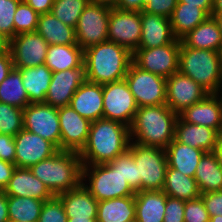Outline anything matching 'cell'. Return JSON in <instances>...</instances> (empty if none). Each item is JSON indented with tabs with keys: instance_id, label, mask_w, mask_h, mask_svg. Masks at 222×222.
I'll use <instances>...</instances> for the list:
<instances>
[{
	"instance_id": "obj_1",
	"label": "cell",
	"mask_w": 222,
	"mask_h": 222,
	"mask_svg": "<svg viewBox=\"0 0 222 222\" xmlns=\"http://www.w3.org/2000/svg\"><path fill=\"white\" fill-rule=\"evenodd\" d=\"M131 142L129 127L110 119L91 122L88 139L79 152L82 165H99L113 161L128 150Z\"/></svg>"
},
{
	"instance_id": "obj_2",
	"label": "cell",
	"mask_w": 222,
	"mask_h": 222,
	"mask_svg": "<svg viewBox=\"0 0 222 222\" xmlns=\"http://www.w3.org/2000/svg\"><path fill=\"white\" fill-rule=\"evenodd\" d=\"M177 118L166 104L138 107L129 127L131 142L166 149L174 140Z\"/></svg>"
},
{
	"instance_id": "obj_3",
	"label": "cell",
	"mask_w": 222,
	"mask_h": 222,
	"mask_svg": "<svg viewBox=\"0 0 222 222\" xmlns=\"http://www.w3.org/2000/svg\"><path fill=\"white\" fill-rule=\"evenodd\" d=\"M132 59L133 53L114 42L91 46L84 50L86 80L102 85L123 80Z\"/></svg>"
},
{
	"instance_id": "obj_4",
	"label": "cell",
	"mask_w": 222,
	"mask_h": 222,
	"mask_svg": "<svg viewBox=\"0 0 222 222\" xmlns=\"http://www.w3.org/2000/svg\"><path fill=\"white\" fill-rule=\"evenodd\" d=\"M82 161L78 152L59 150L29 169L49 191L57 196L82 183Z\"/></svg>"
},
{
	"instance_id": "obj_5",
	"label": "cell",
	"mask_w": 222,
	"mask_h": 222,
	"mask_svg": "<svg viewBox=\"0 0 222 222\" xmlns=\"http://www.w3.org/2000/svg\"><path fill=\"white\" fill-rule=\"evenodd\" d=\"M178 71L193 79L209 94L222 93V69L218 51L194 49L181 42Z\"/></svg>"
},
{
	"instance_id": "obj_6",
	"label": "cell",
	"mask_w": 222,
	"mask_h": 222,
	"mask_svg": "<svg viewBox=\"0 0 222 222\" xmlns=\"http://www.w3.org/2000/svg\"><path fill=\"white\" fill-rule=\"evenodd\" d=\"M82 184L97 201L134 196L136 193L124 180L120 165L115 160L106 164L83 165Z\"/></svg>"
},
{
	"instance_id": "obj_7",
	"label": "cell",
	"mask_w": 222,
	"mask_h": 222,
	"mask_svg": "<svg viewBox=\"0 0 222 222\" xmlns=\"http://www.w3.org/2000/svg\"><path fill=\"white\" fill-rule=\"evenodd\" d=\"M128 150L141 178V191L162 190L168 168L165 149L130 142Z\"/></svg>"
},
{
	"instance_id": "obj_8",
	"label": "cell",
	"mask_w": 222,
	"mask_h": 222,
	"mask_svg": "<svg viewBox=\"0 0 222 222\" xmlns=\"http://www.w3.org/2000/svg\"><path fill=\"white\" fill-rule=\"evenodd\" d=\"M124 79L138 107L166 104V78L142 70L132 62Z\"/></svg>"
},
{
	"instance_id": "obj_9",
	"label": "cell",
	"mask_w": 222,
	"mask_h": 222,
	"mask_svg": "<svg viewBox=\"0 0 222 222\" xmlns=\"http://www.w3.org/2000/svg\"><path fill=\"white\" fill-rule=\"evenodd\" d=\"M111 6L92 3L84 8L75 28L77 44L83 49L108 41Z\"/></svg>"
},
{
	"instance_id": "obj_10",
	"label": "cell",
	"mask_w": 222,
	"mask_h": 222,
	"mask_svg": "<svg viewBox=\"0 0 222 222\" xmlns=\"http://www.w3.org/2000/svg\"><path fill=\"white\" fill-rule=\"evenodd\" d=\"M181 40L155 48H138L132 62L142 70L168 78L178 72Z\"/></svg>"
},
{
	"instance_id": "obj_11",
	"label": "cell",
	"mask_w": 222,
	"mask_h": 222,
	"mask_svg": "<svg viewBox=\"0 0 222 222\" xmlns=\"http://www.w3.org/2000/svg\"><path fill=\"white\" fill-rule=\"evenodd\" d=\"M138 105L125 79L103 84V118L132 124Z\"/></svg>"
},
{
	"instance_id": "obj_12",
	"label": "cell",
	"mask_w": 222,
	"mask_h": 222,
	"mask_svg": "<svg viewBox=\"0 0 222 222\" xmlns=\"http://www.w3.org/2000/svg\"><path fill=\"white\" fill-rule=\"evenodd\" d=\"M23 129L53 143L60 150L58 108L45 103H30L23 109Z\"/></svg>"
},
{
	"instance_id": "obj_13",
	"label": "cell",
	"mask_w": 222,
	"mask_h": 222,
	"mask_svg": "<svg viewBox=\"0 0 222 222\" xmlns=\"http://www.w3.org/2000/svg\"><path fill=\"white\" fill-rule=\"evenodd\" d=\"M108 41L134 53L141 41V12L111 7L108 22Z\"/></svg>"
},
{
	"instance_id": "obj_14",
	"label": "cell",
	"mask_w": 222,
	"mask_h": 222,
	"mask_svg": "<svg viewBox=\"0 0 222 222\" xmlns=\"http://www.w3.org/2000/svg\"><path fill=\"white\" fill-rule=\"evenodd\" d=\"M48 46L47 41L36 31L17 34L9 41L14 68L23 69L43 65Z\"/></svg>"
},
{
	"instance_id": "obj_15",
	"label": "cell",
	"mask_w": 222,
	"mask_h": 222,
	"mask_svg": "<svg viewBox=\"0 0 222 222\" xmlns=\"http://www.w3.org/2000/svg\"><path fill=\"white\" fill-rule=\"evenodd\" d=\"M208 94L197 82L179 71L166 78V105L177 115Z\"/></svg>"
},
{
	"instance_id": "obj_16",
	"label": "cell",
	"mask_w": 222,
	"mask_h": 222,
	"mask_svg": "<svg viewBox=\"0 0 222 222\" xmlns=\"http://www.w3.org/2000/svg\"><path fill=\"white\" fill-rule=\"evenodd\" d=\"M15 141V166L30 168L38 162L56 154L59 149L41 136L22 129Z\"/></svg>"
},
{
	"instance_id": "obj_17",
	"label": "cell",
	"mask_w": 222,
	"mask_h": 222,
	"mask_svg": "<svg viewBox=\"0 0 222 222\" xmlns=\"http://www.w3.org/2000/svg\"><path fill=\"white\" fill-rule=\"evenodd\" d=\"M60 124V150L80 152L85 146L91 122L70 106L58 108Z\"/></svg>"
},
{
	"instance_id": "obj_18",
	"label": "cell",
	"mask_w": 222,
	"mask_h": 222,
	"mask_svg": "<svg viewBox=\"0 0 222 222\" xmlns=\"http://www.w3.org/2000/svg\"><path fill=\"white\" fill-rule=\"evenodd\" d=\"M85 81V67L53 72L44 103L56 108L69 106L74 93Z\"/></svg>"
},
{
	"instance_id": "obj_19",
	"label": "cell",
	"mask_w": 222,
	"mask_h": 222,
	"mask_svg": "<svg viewBox=\"0 0 222 222\" xmlns=\"http://www.w3.org/2000/svg\"><path fill=\"white\" fill-rule=\"evenodd\" d=\"M178 116L186 123L210 127L218 132L222 123V94H208Z\"/></svg>"
},
{
	"instance_id": "obj_20",
	"label": "cell",
	"mask_w": 222,
	"mask_h": 222,
	"mask_svg": "<svg viewBox=\"0 0 222 222\" xmlns=\"http://www.w3.org/2000/svg\"><path fill=\"white\" fill-rule=\"evenodd\" d=\"M69 106L90 122L103 118V85L86 80L74 93Z\"/></svg>"
},
{
	"instance_id": "obj_21",
	"label": "cell",
	"mask_w": 222,
	"mask_h": 222,
	"mask_svg": "<svg viewBox=\"0 0 222 222\" xmlns=\"http://www.w3.org/2000/svg\"><path fill=\"white\" fill-rule=\"evenodd\" d=\"M176 39L170 18L141 11V41L138 48H155Z\"/></svg>"
},
{
	"instance_id": "obj_22",
	"label": "cell",
	"mask_w": 222,
	"mask_h": 222,
	"mask_svg": "<svg viewBox=\"0 0 222 222\" xmlns=\"http://www.w3.org/2000/svg\"><path fill=\"white\" fill-rule=\"evenodd\" d=\"M4 193L7 196L29 197L47 201L54 197L46 185L29 168H15Z\"/></svg>"
},
{
	"instance_id": "obj_23",
	"label": "cell",
	"mask_w": 222,
	"mask_h": 222,
	"mask_svg": "<svg viewBox=\"0 0 222 222\" xmlns=\"http://www.w3.org/2000/svg\"><path fill=\"white\" fill-rule=\"evenodd\" d=\"M57 197L61 200L68 219H97L98 201L82 183Z\"/></svg>"
},
{
	"instance_id": "obj_24",
	"label": "cell",
	"mask_w": 222,
	"mask_h": 222,
	"mask_svg": "<svg viewBox=\"0 0 222 222\" xmlns=\"http://www.w3.org/2000/svg\"><path fill=\"white\" fill-rule=\"evenodd\" d=\"M174 139L204 152H213L219 138L216 130L202 125L186 123L178 116L175 123Z\"/></svg>"
},
{
	"instance_id": "obj_25",
	"label": "cell",
	"mask_w": 222,
	"mask_h": 222,
	"mask_svg": "<svg viewBox=\"0 0 222 222\" xmlns=\"http://www.w3.org/2000/svg\"><path fill=\"white\" fill-rule=\"evenodd\" d=\"M167 194L162 190L135 193V220L137 222H163Z\"/></svg>"
},
{
	"instance_id": "obj_26",
	"label": "cell",
	"mask_w": 222,
	"mask_h": 222,
	"mask_svg": "<svg viewBox=\"0 0 222 222\" xmlns=\"http://www.w3.org/2000/svg\"><path fill=\"white\" fill-rule=\"evenodd\" d=\"M186 47L218 51L222 46V36L219 26L213 16L189 31L181 39Z\"/></svg>"
},
{
	"instance_id": "obj_27",
	"label": "cell",
	"mask_w": 222,
	"mask_h": 222,
	"mask_svg": "<svg viewBox=\"0 0 222 222\" xmlns=\"http://www.w3.org/2000/svg\"><path fill=\"white\" fill-rule=\"evenodd\" d=\"M165 152L168 167L189 177H194L200 159L205 153L203 150L184 145L175 139L169 143Z\"/></svg>"
},
{
	"instance_id": "obj_28",
	"label": "cell",
	"mask_w": 222,
	"mask_h": 222,
	"mask_svg": "<svg viewBox=\"0 0 222 222\" xmlns=\"http://www.w3.org/2000/svg\"><path fill=\"white\" fill-rule=\"evenodd\" d=\"M36 32L49 45L77 44L75 28L64 24L51 12L39 15Z\"/></svg>"
},
{
	"instance_id": "obj_29",
	"label": "cell",
	"mask_w": 222,
	"mask_h": 222,
	"mask_svg": "<svg viewBox=\"0 0 222 222\" xmlns=\"http://www.w3.org/2000/svg\"><path fill=\"white\" fill-rule=\"evenodd\" d=\"M44 64L52 72L85 67L84 50L78 44L49 45Z\"/></svg>"
},
{
	"instance_id": "obj_30",
	"label": "cell",
	"mask_w": 222,
	"mask_h": 222,
	"mask_svg": "<svg viewBox=\"0 0 222 222\" xmlns=\"http://www.w3.org/2000/svg\"><path fill=\"white\" fill-rule=\"evenodd\" d=\"M19 70L29 103H44L53 72L45 64Z\"/></svg>"
},
{
	"instance_id": "obj_31",
	"label": "cell",
	"mask_w": 222,
	"mask_h": 222,
	"mask_svg": "<svg viewBox=\"0 0 222 222\" xmlns=\"http://www.w3.org/2000/svg\"><path fill=\"white\" fill-rule=\"evenodd\" d=\"M135 198L126 196L98 201L97 222H130L135 220Z\"/></svg>"
},
{
	"instance_id": "obj_32",
	"label": "cell",
	"mask_w": 222,
	"mask_h": 222,
	"mask_svg": "<svg viewBox=\"0 0 222 222\" xmlns=\"http://www.w3.org/2000/svg\"><path fill=\"white\" fill-rule=\"evenodd\" d=\"M200 193L222 190V168L213 152H205L194 175Z\"/></svg>"
},
{
	"instance_id": "obj_33",
	"label": "cell",
	"mask_w": 222,
	"mask_h": 222,
	"mask_svg": "<svg viewBox=\"0 0 222 222\" xmlns=\"http://www.w3.org/2000/svg\"><path fill=\"white\" fill-rule=\"evenodd\" d=\"M208 17L209 15L198 6L187 5V3H177L170 17V23L175 37L181 39Z\"/></svg>"
},
{
	"instance_id": "obj_34",
	"label": "cell",
	"mask_w": 222,
	"mask_h": 222,
	"mask_svg": "<svg viewBox=\"0 0 222 222\" xmlns=\"http://www.w3.org/2000/svg\"><path fill=\"white\" fill-rule=\"evenodd\" d=\"M162 191L168 196L178 198L182 201L196 199L201 196L194 177L186 176L171 167L167 168Z\"/></svg>"
},
{
	"instance_id": "obj_35",
	"label": "cell",
	"mask_w": 222,
	"mask_h": 222,
	"mask_svg": "<svg viewBox=\"0 0 222 222\" xmlns=\"http://www.w3.org/2000/svg\"><path fill=\"white\" fill-rule=\"evenodd\" d=\"M0 102L21 109L30 104L19 69L13 67L8 76L0 83Z\"/></svg>"
},
{
	"instance_id": "obj_36",
	"label": "cell",
	"mask_w": 222,
	"mask_h": 222,
	"mask_svg": "<svg viewBox=\"0 0 222 222\" xmlns=\"http://www.w3.org/2000/svg\"><path fill=\"white\" fill-rule=\"evenodd\" d=\"M45 201L29 197L8 196L10 222H38Z\"/></svg>"
},
{
	"instance_id": "obj_37",
	"label": "cell",
	"mask_w": 222,
	"mask_h": 222,
	"mask_svg": "<svg viewBox=\"0 0 222 222\" xmlns=\"http://www.w3.org/2000/svg\"><path fill=\"white\" fill-rule=\"evenodd\" d=\"M89 0H54L51 13L64 24L76 28Z\"/></svg>"
},
{
	"instance_id": "obj_38",
	"label": "cell",
	"mask_w": 222,
	"mask_h": 222,
	"mask_svg": "<svg viewBox=\"0 0 222 222\" xmlns=\"http://www.w3.org/2000/svg\"><path fill=\"white\" fill-rule=\"evenodd\" d=\"M23 129V109L0 102V133L16 136Z\"/></svg>"
},
{
	"instance_id": "obj_39",
	"label": "cell",
	"mask_w": 222,
	"mask_h": 222,
	"mask_svg": "<svg viewBox=\"0 0 222 222\" xmlns=\"http://www.w3.org/2000/svg\"><path fill=\"white\" fill-rule=\"evenodd\" d=\"M39 14L22 0L14 14V36L37 30Z\"/></svg>"
},
{
	"instance_id": "obj_40",
	"label": "cell",
	"mask_w": 222,
	"mask_h": 222,
	"mask_svg": "<svg viewBox=\"0 0 222 222\" xmlns=\"http://www.w3.org/2000/svg\"><path fill=\"white\" fill-rule=\"evenodd\" d=\"M120 165V173L129 186L135 191H141V178H138L137 166L129 150L114 159Z\"/></svg>"
},
{
	"instance_id": "obj_41",
	"label": "cell",
	"mask_w": 222,
	"mask_h": 222,
	"mask_svg": "<svg viewBox=\"0 0 222 222\" xmlns=\"http://www.w3.org/2000/svg\"><path fill=\"white\" fill-rule=\"evenodd\" d=\"M22 0H0V32L10 41L14 37V14Z\"/></svg>"
},
{
	"instance_id": "obj_42",
	"label": "cell",
	"mask_w": 222,
	"mask_h": 222,
	"mask_svg": "<svg viewBox=\"0 0 222 222\" xmlns=\"http://www.w3.org/2000/svg\"><path fill=\"white\" fill-rule=\"evenodd\" d=\"M67 220L64 206L57 196L44 202L38 222H67Z\"/></svg>"
},
{
	"instance_id": "obj_43",
	"label": "cell",
	"mask_w": 222,
	"mask_h": 222,
	"mask_svg": "<svg viewBox=\"0 0 222 222\" xmlns=\"http://www.w3.org/2000/svg\"><path fill=\"white\" fill-rule=\"evenodd\" d=\"M184 222H210L201 196L185 201Z\"/></svg>"
},
{
	"instance_id": "obj_44",
	"label": "cell",
	"mask_w": 222,
	"mask_h": 222,
	"mask_svg": "<svg viewBox=\"0 0 222 222\" xmlns=\"http://www.w3.org/2000/svg\"><path fill=\"white\" fill-rule=\"evenodd\" d=\"M185 201L167 196L163 222H184Z\"/></svg>"
},
{
	"instance_id": "obj_45",
	"label": "cell",
	"mask_w": 222,
	"mask_h": 222,
	"mask_svg": "<svg viewBox=\"0 0 222 222\" xmlns=\"http://www.w3.org/2000/svg\"><path fill=\"white\" fill-rule=\"evenodd\" d=\"M177 3L178 0H149L143 11L170 18Z\"/></svg>"
},
{
	"instance_id": "obj_46",
	"label": "cell",
	"mask_w": 222,
	"mask_h": 222,
	"mask_svg": "<svg viewBox=\"0 0 222 222\" xmlns=\"http://www.w3.org/2000/svg\"><path fill=\"white\" fill-rule=\"evenodd\" d=\"M205 209L209 216H222V190L201 194Z\"/></svg>"
},
{
	"instance_id": "obj_47",
	"label": "cell",
	"mask_w": 222,
	"mask_h": 222,
	"mask_svg": "<svg viewBox=\"0 0 222 222\" xmlns=\"http://www.w3.org/2000/svg\"><path fill=\"white\" fill-rule=\"evenodd\" d=\"M0 159L15 163V141L14 136L0 134Z\"/></svg>"
},
{
	"instance_id": "obj_48",
	"label": "cell",
	"mask_w": 222,
	"mask_h": 222,
	"mask_svg": "<svg viewBox=\"0 0 222 222\" xmlns=\"http://www.w3.org/2000/svg\"><path fill=\"white\" fill-rule=\"evenodd\" d=\"M15 168V164L0 159V191L8 186Z\"/></svg>"
},
{
	"instance_id": "obj_49",
	"label": "cell",
	"mask_w": 222,
	"mask_h": 222,
	"mask_svg": "<svg viewBox=\"0 0 222 222\" xmlns=\"http://www.w3.org/2000/svg\"><path fill=\"white\" fill-rule=\"evenodd\" d=\"M113 7L124 11L141 12L145 7V0H117Z\"/></svg>"
},
{
	"instance_id": "obj_50",
	"label": "cell",
	"mask_w": 222,
	"mask_h": 222,
	"mask_svg": "<svg viewBox=\"0 0 222 222\" xmlns=\"http://www.w3.org/2000/svg\"><path fill=\"white\" fill-rule=\"evenodd\" d=\"M13 59L10 50L0 54V83L8 76L13 69Z\"/></svg>"
},
{
	"instance_id": "obj_51",
	"label": "cell",
	"mask_w": 222,
	"mask_h": 222,
	"mask_svg": "<svg viewBox=\"0 0 222 222\" xmlns=\"http://www.w3.org/2000/svg\"><path fill=\"white\" fill-rule=\"evenodd\" d=\"M31 6L39 15L50 13L54 0H24Z\"/></svg>"
},
{
	"instance_id": "obj_52",
	"label": "cell",
	"mask_w": 222,
	"mask_h": 222,
	"mask_svg": "<svg viewBox=\"0 0 222 222\" xmlns=\"http://www.w3.org/2000/svg\"><path fill=\"white\" fill-rule=\"evenodd\" d=\"M178 3H187V5L198 6L209 16L212 15L213 0H178Z\"/></svg>"
},
{
	"instance_id": "obj_53",
	"label": "cell",
	"mask_w": 222,
	"mask_h": 222,
	"mask_svg": "<svg viewBox=\"0 0 222 222\" xmlns=\"http://www.w3.org/2000/svg\"><path fill=\"white\" fill-rule=\"evenodd\" d=\"M0 222H10L8 214V196L0 191Z\"/></svg>"
},
{
	"instance_id": "obj_54",
	"label": "cell",
	"mask_w": 222,
	"mask_h": 222,
	"mask_svg": "<svg viewBox=\"0 0 222 222\" xmlns=\"http://www.w3.org/2000/svg\"><path fill=\"white\" fill-rule=\"evenodd\" d=\"M213 153L216 155L218 164L222 168V139H218V142L213 150Z\"/></svg>"
},
{
	"instance_id": "obj_55",
	"label": "cell",
	"mask_w": 222,
	"mask_h": 222,
	"mask_svg": "<svg viewBox=\"0 0 222 222\" xmlns=\"http://www.w3.org/2000/svg\"><path fill=\"white\" fill-rule=\"evenodd\" d=\"M9 50V40L0 32V54Z\"/></svg>"
},
{
	"instance_id": "obj_56",
	"label": "cell",
	"mask_w": 222,
	"mask_h": 222,
	"mask_svg": "<svg viewBox=\"0 0 222 222\" xmlns=\"http://www.w3.org/2000/svg\"><path fill=\"white\" fill-rule=\"evenodd\" d=\"M212 15H222V0H213Z\"/></svg>"
},
{
	"instance_id": "obj_57",
	"label": "cell",
	"mask_w": 222,
	"mask_h": 222,
	"mask_svg": "<svg viewBox=\"0 0 222 222\" xmlns=\"http://www.w3.org/2000/svg\"><path fill=\"white\" fill-rule=\"evenodd\" d=\"M89 1L92 3L107 4L111 7H113L115 3L117 2V0H89Z\"/></svg>"
},
{
	"instance_id": "obj_58",
	"label": "cell",
	"mask_w": 222,
	"mask_h": 222,
	"mask_svg": "<svg viewBox=\"0 0 222 222\" xmlns=\"http://www.w3.org/2000/svg\"><path fill=\"white\" fill-rule=\"evenodd\" d=\"M211 16H213L215 18V20L219 26L221 36H222V15H211Z\"/></svg>"
},
{
	"instance_id": "obj_59",
	"label": "cell",
	"mask_w": 222,
	"mask_h": 222,
	"mask_svg": "<svg viewBox=\"0 0 222 222\" xmlns=\"http://www.w3.org/2000/svg\"><path fill=\"white\" fill-rule=\"evenodd\" d=\"M67 222H97L96 219H68Z\"/></svg>"
},
{
	"instance_id": "obj_60",
	"label": "cell",
	"mask_w": 222,
	"mask_h": 222,
	"mask_svg": "<svg viewBox=\"0 0 222 222\" xmlns=\"http://www.w3.org/2000/svg\"><path fill=\"white\" fill-rule=\"evenodd\" d=\"M210 222H222V216H212Z\"/></svg>"
},
{
	"instance_id": "obj_61",
	"label": "cell",
	"mask_w": 222,
	"mask_h": 222,
	"mask_svg": "<svg viewBox=\"0 0 222 222\" xmlns=\"http://www.w3.org/2000/svg\"><path fill=\"white\" fill-rule=\"evenodd\" d=\"M218 138L222 139V123H221L220 129L218 131Z\"/></svg>"
},
{
	"instance_id": "obj_62",
	"label": "cell",
	"mask_w": 222,
	"mask_h": 222,
	"mask_svg": "<svg viewBox=\"0 0 222 222\" xmlns=\"http://www.w3.org/2000/svg\"><path fill=\"white\" fill-rule=\"evenodd\" d=\"M219 57H220V63H221V69H222V46L219 50Z\"/></svg>"
}]
</instances>
